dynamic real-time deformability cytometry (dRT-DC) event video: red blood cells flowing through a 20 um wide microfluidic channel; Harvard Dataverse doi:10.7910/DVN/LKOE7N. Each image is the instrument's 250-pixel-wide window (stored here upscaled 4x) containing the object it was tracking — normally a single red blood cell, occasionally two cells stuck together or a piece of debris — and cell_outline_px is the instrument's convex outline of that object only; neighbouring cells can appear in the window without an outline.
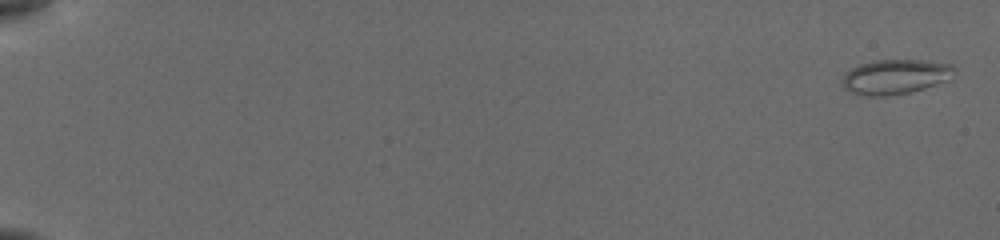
{"species": "common noctule bat (a hibernating species)", "species_latin": "Nyctalus noctula", "temperature_condition": "cold", "stored_images_in_passage": 55, "camera_frame_rate_fps": 3000, "um_per_image_px": 0.085, "animal": {"sex": "female", "body_mass_g": 19.5, "forearm_length_mm": 54.1}, "frame": {"image": 1, "passage_image": 1, "time_ms": 0.0, "image_size_px": [1000, 240], "cell_outline_px": [[956, 72], [952, 80], [908, 92], [884, 96], [868, 96], [848, 92], [844, 88], [844, 76], [852, 68], [860, 64], [872, 60], [924, 60], [952, 64], [956, 68]], "centroid_in_image_um": [76.18, 6.51], "position_along_channel_um": 8.8, "area_um2": 22.77}}
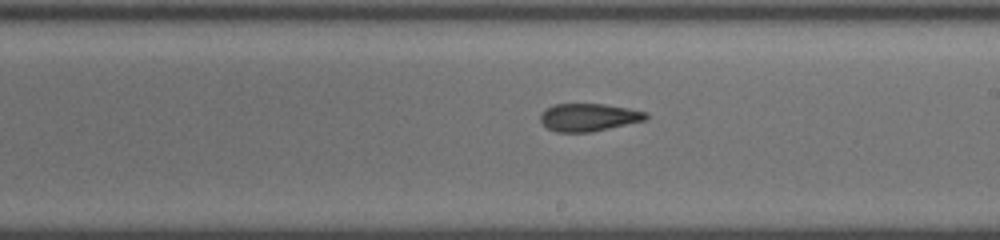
{"frame": {"image": 2, "passage_image": 34, "time_ms": 11.0, "image_size_px": [1000, 240], "cell_outline_px": [[648, 116], [644, 120], [588, 132], [556, 132], [548, 128], [540, 120], [540, 116], [548, 108], [556, 104], [604, 104], [628, 108], [648, 112]], "centroid_in_image_um": [50.04, 9.96], "position_along_channel_um": 239.0, "area_um2": 16.65}}
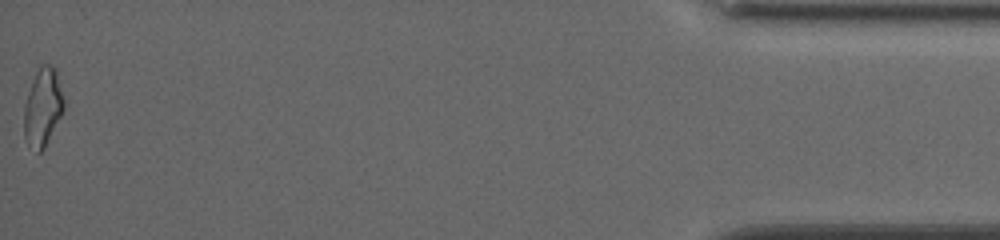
{"frame": {"image": 3, "passage_image": 55, "time_ms": 18.0, "image_size_px": [1000, 240], "cell_outline_px": [[64, 108], [44, 148], [40, 152], [36, 152], [28, 144], [24, 136], [24, 108], [28, 92], [36, 72], [40, 64], [52, 64], [56, 68], [64, 100]], "centroid_in_image_um": [3.63, 9.08], "position_along_channel_um": 431.6, "area_um2": 17.92}, "authors_computed_cell_mechanics": {"area_um2": 18.0336, "velocity_mm_per_s": 3.8876, "shape_relaxation_time_tau1_ms": null, "shape_relaxation_time_tau2_ms": 2.1331, "deformation_change_tau1": null, "deformation_change_tau2": 0.1067}}